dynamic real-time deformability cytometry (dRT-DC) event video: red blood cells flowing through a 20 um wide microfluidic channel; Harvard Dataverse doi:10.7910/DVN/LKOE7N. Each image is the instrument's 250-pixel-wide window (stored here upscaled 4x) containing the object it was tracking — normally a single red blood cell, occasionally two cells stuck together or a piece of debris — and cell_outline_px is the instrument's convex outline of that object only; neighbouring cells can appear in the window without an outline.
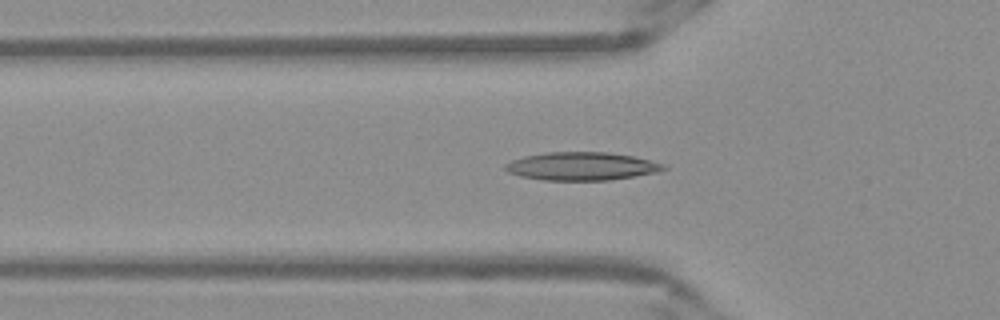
{"species": "Egyptian fruit bat (a non-hibernating species)", "species_latin": "Rousettus aegyptiacus", "temperature_condition": "warm", "stored_images_in_passage": 53, "segment_of_instrument_passage": [1, 2], "camera_frame_rate_fps": 3000, "um_per_image_px": 0.085, "frame": {"image": 1, "passage_image": 17, "time_ms": 5.333, "image_size_px": [1000, 320], "cell_outline_px": [[668, 168], [656, 172], [636, 176], [608, 180], [544, 180], [520, 176], [508, 172], [504, 168], [504, 164], [512, 160], [524, 156], [544, 152], [608, 152], [632, 156], [664, 164]], "centroid_in_image_um": [49.41, 14.13], "position_along_channel_um": 76.4, "area_um2": 25.89}}
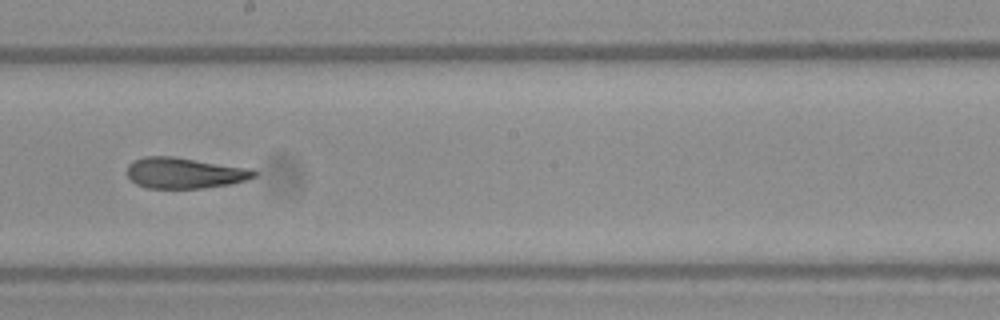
{"frame": {"image": 2, "passage_image": 29, "time_ms": 9.333, "image_size_px": [1000, 320], "cell_outline_px": [[260, 172], [256, 176], [232, 184], [204, 188], [148, 188], [136, 184], [128, 176], [128, 164], [132, 160], [144, 156], [172, 156], [252, 168]], "centroid_in_image_um": [15.72, 14.69], "position_along_channel_um": 232.5, "area_um2": 23.06}}
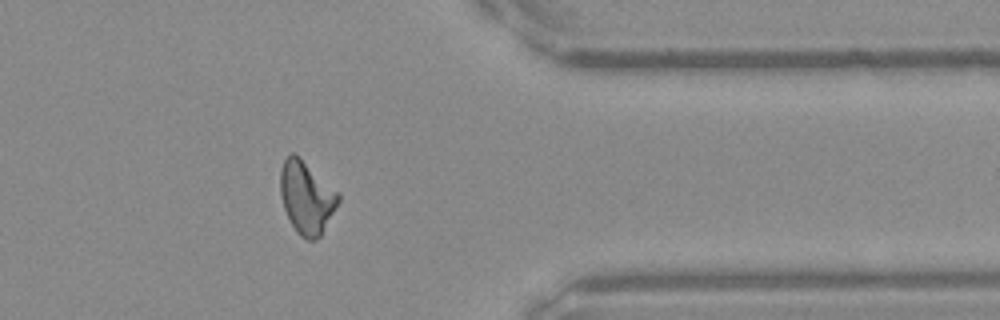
{"frame": {"image": 3, "passage_image": 42, "time_ms": 13.667, "image_size_px": [1000, 320], "cell_outline_px": [[340, 200], [320, 236], [316, 240], [308, 240], [300, 236], [296, 232], [284, 208], [280, 192], [280, 168], [284, 160], [292, 152], [340, 192]], "centroid_in_image_um": [26.06, 16.8], "position_along_channel_um": 385.3, "area_um2": 24.22}}